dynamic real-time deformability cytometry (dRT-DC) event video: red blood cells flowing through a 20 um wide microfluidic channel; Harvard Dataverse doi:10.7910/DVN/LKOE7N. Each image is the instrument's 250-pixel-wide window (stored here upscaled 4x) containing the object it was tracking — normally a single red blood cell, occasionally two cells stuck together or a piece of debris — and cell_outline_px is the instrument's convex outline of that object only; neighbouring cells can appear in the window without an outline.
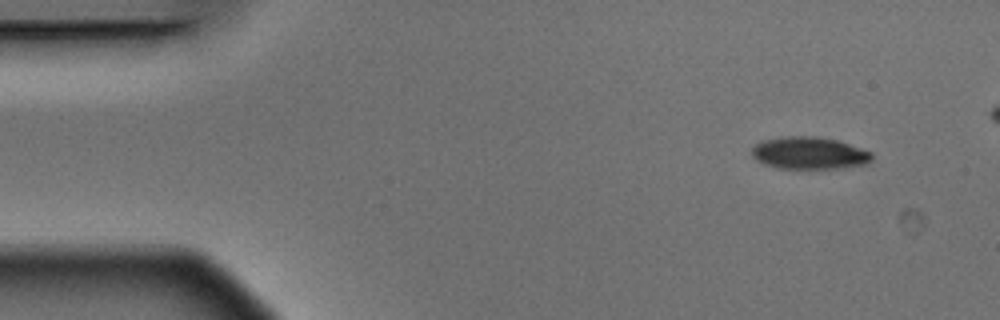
{"species": "Egyptian fruit bat (a non-hibernating species)", "species_latin": "Rousettus aegyptiacus", "temperature_condition": "warm", "stored_images_in_passage": 5, "camera_frame_rate_fps": 3000, "um_per_image_px": 0.085, "animal": {"sex": "male"}, "frame": {"image": 1, "passage_image": 1, "time_ms": 0.0, "image_size_px": [1000, 320], "cell_outline_px": [[872, 160], [868, 164], [844, 168], [776, 168], [764, 164], [756, 160], [752, 156], [752, 148], [756, 144], [764, 140], [780, 136], [816, 136], [836, 140], [872, 152]], "centroid_in_image_um": [68.78, 13.01], "position_along_channel_um": 16.2, "area_um2": 22.66}}